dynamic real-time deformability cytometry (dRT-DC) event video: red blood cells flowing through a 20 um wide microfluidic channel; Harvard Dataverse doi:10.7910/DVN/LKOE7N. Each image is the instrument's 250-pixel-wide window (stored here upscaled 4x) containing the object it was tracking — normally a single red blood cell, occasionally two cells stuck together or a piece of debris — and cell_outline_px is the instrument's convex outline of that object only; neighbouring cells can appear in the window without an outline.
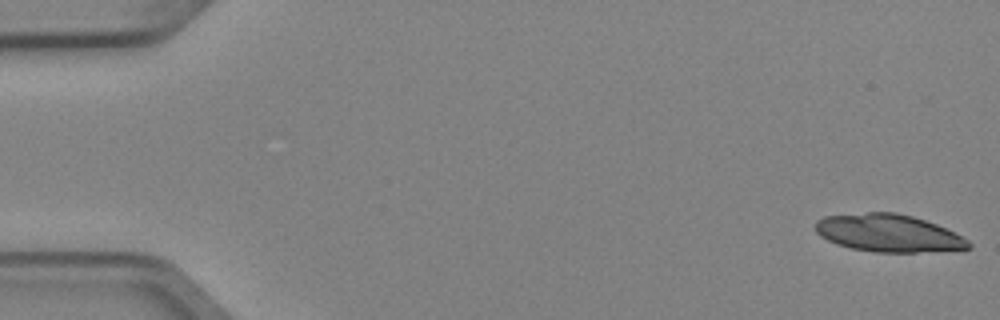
{"species": "Egyptian fruit bat (a non-hibernating species)", "species_latin": "Rousettus aegyptiacus", "temperature_condition": "cold", "stored_images_in_passage": 5, "camera_frame_rate_fps": 3000, "um_per_image_px": 0.085, "animal": {"sex": "female"}, "frame": {"image": 1, "passage_image": 1, "time_ms": 0.0, "image_size_px": [1000, 320], "cell_outline_px": [[972, 248], [916, 252], [872, 252], [852, 248], [836, 244], [820, 236], [816, 232], [816, 220], [824, 216], [868, 212], [896, 212], [912, 216], [936, 224], [968, 240], [972, 244]], "centroid_in_image_um": [75.48, 19.81], "position_along_channel_um": 9.5, "area_um2": 33.29}}